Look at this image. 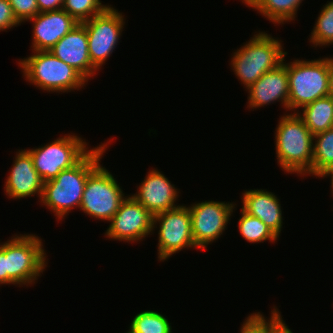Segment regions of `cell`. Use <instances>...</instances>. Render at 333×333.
<instances>
[{"mask_svg": "<svg viewBox=\"0 0 333 333\" xmlns=\"http://www.w3.org/2000/svg\"><path fill=\"white\" fill-rule=\"evenodd\" d=\"M126 333H134L130 328Z\"/></svg>", "mask_w": 333, "mask_h": 333, "instance_id": "cell-35", "label": "cell"}, {"mask_svg": "<svg viewBox=\"0 0 333 333\" xmlns=\"http://www.w3.org/2000/svg\"><path fill=\"white\" fill-rule=\"evenodd\" d=\"M122 14L109 5L102 13L82 22L87 32L90 61L98 71L120 40L126 20Z\"/></svg>", "mask_w": 333, "mask_h": 333, "instance_id": "cell-9", "label": "cell"}, {"mask_svg": "<svg viewBox=\"0 0 333 333\" xmlns=\"http://www.w3.org/2000/svg\"><path fill=\"white\" fill-rule=\"evenodd\" d=\"M158 231V260L165 261L184 248H197L191 231V214L186 205L155 214L153 230Z\"/></svg>", "mask_w": 333, "mask_h": 333, "instance_id": "cell-10", "label": "cell"}, {"mask_svg": "<svg viewBox=\"0 0 333 333\" xmlns=\"http://www.w3.org/2000/svg\"><path fill=\"white\" fill-rule=\"evenodd\" d=\"M329 89L330 95L333 97V57L329 56Z\"/></svg>", "mask_w": 333, "mask_h": 333, "instance_id": "cell-31", "label": "cell"}, {"mask_svg": "<svg viewBox=\"0 0 333 333\" xmlns=\"http://www.w3.org/2000/svg\"><path fill=\"white\" fill-rule=\"evenodd\" d=\"M333 168V127L314 135L313 176L323 178Z\"/></svg>", "mask_w": 333, "mask_h": 333, "instance_id": "cell-21", "label": "cell"}, {"mask_svg": "<svg viewBox=\"0 0 333 333\" xmlns=\"http://www.w3.org/2000/svg\"><path fill=\"white\" fill-rule=\"evenodd\" d=\"M328 176H330L331 177V191H332V194H333V168L327 173V174H325L324 175V177H323V179L325 178V177H328Z\"/></svg>", "mask_w": 333, "mask_h": 333, "instance_id": "cell-33", "label": "cell"}, {"mask_svg": "<svg viewBox=\"0 0 333 333\" xmlns=\"http://www.w3.org/2000/svg\"><path fill=\"white\" fill-rule=\"evenodd\" d=\"M126 197L114 176L100 164L86 180L80 210L109 222Z\"/></svg>", "mask_w": 333, "mask_h": 333, "instance_id": "cell-8", "label": "cell"}, {"mask_svg": "<svg viewBox=\"0 0 333 333\" xmlns=\"http://www.w3.org/2000/svg\"><path fill=\"white\" fill-rule=\"evenodd\" d=\"M289 98L288 110L299 108L330 95L329 57L287 63Z\"/></svg>", "mask_w": 333, "mask_h": 333, "instance_id": "cell-5", "label": "cell"}, {"mask_svg": "<svg viewBox=\"0 0 333 333\" xmlns=\"http://www.w3.org/2000/svg\"><path fill=\"white\" fill-rule=\"evenodd\" d=\"M40 13L62 9L64 0H36Z\"/></svg>", "mask_w": 333, "mask_h": 333, "instance_id": "cell-30", "label": "cell"}, {"mask_svg": "<svg viewBox=\"0 0 333 333\" xmlns=\"http://www.w3.org/2000/svg\"><path fill=\"white\" fill-rule=\"evenodd\" d=\"M270 316L266 319L260 312L251 313L242 323L240 333H272L284 320L276 306Z\"/></svg>", "mask_w": 333, "mask_h": 333, "instance_id": "cell-25", "label": "cell"}, {"mask_svg": "<svg viewBox=\"0 0 333 333\" xmlns=\"http://www.w3.org/2000/svg\"><path fill=\"white\" fill-rule=\"evenodd\" d=\"M14 235L6 241L7 285L30 286L47 267L46 251L38 236Z\"/></svg>", "mask_w": 333, "mask_h": 333, "instance_id": "cell-6", "label": "cell"}, {"mask_svg": "<svg viewBox=\"0 0 333 333\" xmlns=\"http://www.w3.org/2000/svg\"><path fill=\"white\" fill-rule=\"evenodd\" d=\"M27 21L33 22L32 51H47L77 24L63 9L43 12Z\"/></svg>", "mask_w": 333, "mask_h": 333, "instance_id": "cell-17", "label": "cell"}, {"mask_svg": "<svg viewBox=\"0 0 333 333\" xmlns=\"http://www.w3.org/2000/svg\"><path fill=\"white\" fill-rule=\"evenodd\" d=\"M247 7H252L258 0H241Z\"/></svg>", "mask_w": 333, "mask_h": 333, "instance_id": "cell-34", "label": "cell"}, {"mask_svg": "<svg viewBox=\"0 0 333 333\" xmlns=\"http://www.w3.org/2000/svg\"><path fill=\"white\" fill-rule=\"evenodd\" d=\"M310 36L313 47L333 44V0L323 5Z\"/></svg>", "mask_w": 333, "mask_h": 333, "instance_id": "cell-23", "label": "cell"}, {"mask_svg": "<svg viewBox=\"0 0 333 333\" xmlns=\"http://www.w3.org/2000/svg\"><path fill=\"white\" fill-rule=\"evenodd\" d=\"M283 62L276 68L265 72L255 83L249 86L247 108L257 109L274 102L288 111L289 85L287 63Z\"/></svg>", "mask_w": 333, "mask_h": 333, "instance_id": "cell-14", "label": "cell"}, {"mask_svg": "<svg viewBox=\"0 0 333 333\" xmlns=\"http://www.w3.org/2000/svg\"><path fill=\"white\" fill-rule=\"evenodd\" d=\"M107 143L109 142L93 147L78 164L62 170L55 179L44 182L39 202L55 213L58 220L67 217L74 207L80 208L86 180L100 165L103 154L109 147Z\"/></svg>", "mask_w": 333, "mask_h": 333, "instance_id": "cell-1", "label": "cell"}, {"mask_svg": "<svg viewBox=\"0 0 333 333\" xmlns=\"http://www.w3.org/2000/svg\"><path fill=\"white\" fill-rule=\"evenodd\" d=\"M238 229L242 237L249 243L277 242L278 237L260 219L254 217L241 209V217Z\"/></svg>", "mask_w": 333, "mask_h": 333, "instance_id": "cell-22", "label": "cell"}, {"mask_svg": "<svg viewBox=\"0 0 333 333\" xmlns=\"http://www.w3.org/2000/svg\"><path fill=\"white\" fill-rule=\"evenodd\" d=\"M272 35L259 31L253 37L233 52L231 57V69L241 80L244 88L255 83L265 72L276 68L283 62L288 54L282 44Z\"/></svg>", "mask_w": 333, "mask_h": 333, "instance_id": "cell-3", "label": "cell"}, {"mask_svg": "<svg viewBox=\"0 0 333 333\" xmlns=\"http://www.w3.org/2000/svg\"><path fill=\"white\" fill-rule=\"evenodd\" d=\"M7 284L6 241L0 242V285Z\"/></svg>", "mask_w": 333, "mask_h": 333, "instance_id": "cell-29", "label": "cell"}, {"mask_svg": "<svg viewBox=\"0 0 333 333\" xmlns=\"http://www.w3.org/2000/svg\"><path fill=\"white\" fill-rule=\"evenodd\" d=\"M19 25L21 23L15 17L9 0H0V32Z\"/></svg>", "mask_w": 333, "mask_h": 333, "instance_id": "cell-28", "label": "cell"}, {"mask_svg": "<svg viewBox=\"0 0 333 333\" xmlns=\"http://www.w3.org/2000/svg\"><path fill=\"white\" fill-rule=\"evenodd\" d=\"M174 186L163 173L152 169L131 196L154 216L181 206L176 204L180 190Z\"/></svg>", "mask_w": 333, "mask_h": 333, "instance_id": "cell-13", "label": "cell"}, {"mask_svg": "<svg viewBox=\"0 0 333 333\" xmlns=\"http://www.w3.org/2000/svg\"><path fill=\"white\" fill-rule=\"evenodd\" d=\"M19 61L26 81L46 92H71L84 88L88 81L72 66L54 56L49 50L33 51Z\"/></svg>", "mask_w": 333, "mask_h": 333, "instance_id": "cell-4", "label": "cell"}, {"mask_svg": "<svg viewBox=\"0 0 333 333\" xmlns=\"http://www.w3.org/2000/svg\"><path fill=\"white\" fill-rule=\"evenodd\" d=\"M108 6L100 0H64L62 9L82 23L102 13Z\"/></svg>", "mask_w": 333, "mask_h": 333, "instance_id": "cell-26", "label": "cell"}, {"mask_svg": "<svg viewBox=\"0 0 333 333\" xmlns=\"http://www.w3.org/2000/svg\"><path fill=\"white\" fill-rule=\"evenodd\" d=\"M296 114L314 136L333 127V97L319 98L301 108Z\"/></svg>", "mask_w": 333, "mask_h": 333, "instance_id": "cell-19", "label": "cell"}, {"mask_svg": "<svg viewBox=\"0 0 333 333\" xmlns=\"http://www.w3.org/2000/svg\"><path fill=\"white\" fill-rule=\"evenodd\" d=\"M72 134L61 136L38 148L26 149L43 182L55 179L62 170L72 168L92 150L84 139Z\"/></svg>", "mask_w": 333, "mask_h": 333, "instance_id": "cell-7", "label": "cell"}, {"mask_svg": "<svg viewBox=\"0 0 333 333\" xmlns=\"http://www.w3.org/2000/svg\"><path fill=\"white\" fill-rule=\"evenodd\" d=\"M265 189H250L242 194V210L260 219L279 238L283 226L280 199Z\"/></svg>", "mask_w": 333, "mask_h": 333, "instance_id": "cell-18", "label": "cell"}, {"mask_svg": "<svg viewBox=\"0 0 333 333\" xmlns=\"http://www.w3.org/2000/svg\"><path fill=\"white\" fill-rule=\"evenodd\" d=\"M14 158L13 168L4 183L5 194L17 200L35 195L41 199L44 182L34 168L30 153L26 149L18 150Z\"/></svg>", "mask_w": 333, "mask_h": 333, "instance_id": "cell-16", "label": "cell"}, {"mask_svg": "<svg viewBox=\"0 0 333 333\" xmlns=\"http://www.w3.org/2000/svg\"><path fill=\"white\" fill-rule=\"evenodd\" d=\"M153 215L131 195L122 201L109 221L105 237L123 242H138L153 234Z\"/></svg>", "mask_w": 333, "mask_h": 333, "instance_id": "cell-12", "label": "cell"}, {"mask_svg": "<svg viewBox=\"0 0 333 333\" xmlns=\"http://www.w3.org/2000/svg\"><path fill=\"white\" fill-rule=\"evenodd\" d=\"M49 51L76 69L87 81L98 71L90 61L87 32L82 23L77 24Z\"/></svg>", "mask_w": 333, "mask_h": 333, "instance_id": "cell-15", "label": "cell"}, {"mask_svg": "<svg viewBox=\"0 0 333 333\" xmlns=\"http://www.w3.org/2000/svg\"><path fill=\"white\" fill-rule=\"evenodd\" d=\"M170 321L157 311L145 310L138 313L129 328L134 333H172Z\"/></svg>", "mask_w": 333, "mask_h": 333, "instance_id": "cell-24", "label": "cell"}, {"mask_svg": "<svg viewBox=\"0 0 333 333\" xmlns=\"http://www.w3.org/2000/svg\"><path fill=\"white\" fill-rule=\"evenodd\" d=\"M272 333H293V332L291 329H289L285 321H283Z\"/></svg>", "mask_w": 333, "mask_h": 333, "instance_id": "cell-32", "label": "cell"}, {"mask_svg": "<svg viewBox=\"0 0 333 333\" xmlns=\"http://www.w3.org/2000/svg\"><path fill=\"white\" fill-rule=\"evenodd\" d=\"M237 204L223 201H202L187 206L191 214V231L195 246L206 247L224 233Z\"/></svg>", "mask_w": 333, "mask_h": 333, "instance_id": "cell-11", "label": "cell"}, {"mask_svg": "<svg viewBox=\"0 0 333 333\" xmlns=\"http://www.w3.org/2000/svg\"><path fill=\"white\" fill-rule=\"evenodd\" d=\"M303 0H258L251 8L265 16L273 24L282 25L295 21Z\"/></svg>", "mask_w": 333, "mask_h": 333, "instance_id": "cell-20", "label": "cell"}, {"mask_svg": "<svg viewBox=\"0 0 333 333\" xmlns=\"http://www.w3.org/2000/svg\"><path fill=\"white\" fill-rule=\"evenodd\" d=\"M13 13L20 23L39 14L36 0H9Z\"/></svg>", "mask_w": 333, "mask_h": 333, "instance_id": "cell-27", "label": "cell"}, {"mask_svg": "<svg viewBox=\"0 0 333 333\" xmlns=\"http://www.w3.org/2000/svg\"><path fill=\"white\" fill-rule=\"evenodd\" d=\"M277 163L284 173L313 176L314 136L296 113H288L275 128Z\"/></svg>", "mask_w": 333, "mask_h": 333, "instance_id": "cell-2", "label": "cell"}]
</instances>
